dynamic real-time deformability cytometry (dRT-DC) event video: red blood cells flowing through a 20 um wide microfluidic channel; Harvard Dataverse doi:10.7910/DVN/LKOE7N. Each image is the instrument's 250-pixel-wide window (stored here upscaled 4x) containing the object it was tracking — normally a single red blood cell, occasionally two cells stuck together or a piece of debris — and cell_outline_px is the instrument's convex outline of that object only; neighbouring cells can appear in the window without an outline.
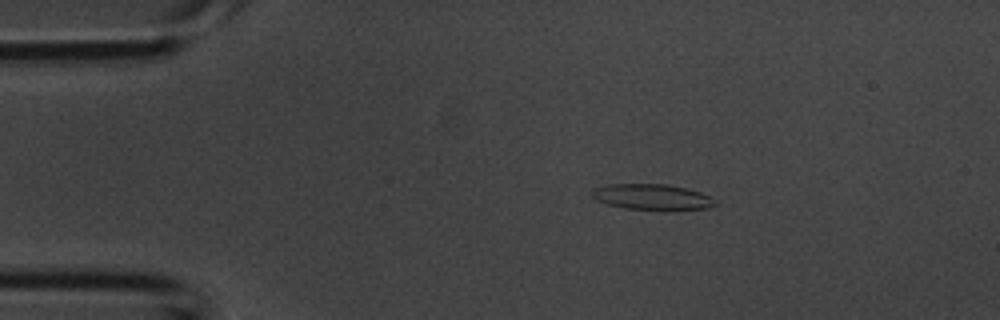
{"species": "common noctule bat (a hibernating species)", "species_latin": "Nyctalus noctula", "temperature_condition": "room temperature", "stored_images_in_passage": 2, "camera_frame_rate_fps": 3000, "um_per_image_px": 0.085, "animal": {"sex": "male", "body_mass_g": 20.1, "forearm_length_mm": 53.5}, "frame": {"image": 1, "passage_image": 1, "time_ms": 0.0, "image_size_px": [1000, 320], "cell_outline_px": [[716, 204], [708, 208], [624, 208], [608, 204], [596, 200], [592, 196], [592, 188], [608, 184], [664, 184], [684, 188], [700, 192], [716, 200]], "centroid_in_image_um": [55.35, 16.71], "position_along_channel_um": 29.6, "area_um2": 17.74}}